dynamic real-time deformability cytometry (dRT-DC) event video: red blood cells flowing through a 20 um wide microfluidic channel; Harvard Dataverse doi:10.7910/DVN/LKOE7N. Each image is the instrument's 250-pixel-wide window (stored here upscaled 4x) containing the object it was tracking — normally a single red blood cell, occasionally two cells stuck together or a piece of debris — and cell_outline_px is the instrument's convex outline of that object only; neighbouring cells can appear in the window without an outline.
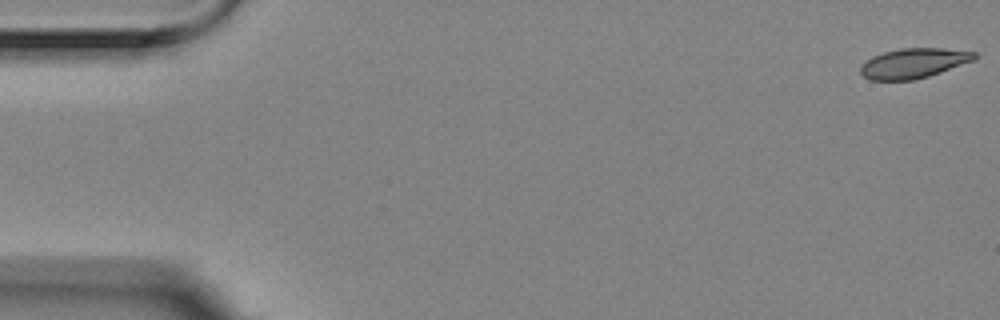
{"species": "Egyptian fruit bat (a non-hibernating species)", "species_latin": "Rousettus aegyptiacus", "temperature_condition": "room temperature", "stored_images_in_passage": 5, "camera_frame_rate_fps": 3000, "um_per_image_px": 0.085, "animal": {"sex": "female"}, "frame": {"image": 1, "passage_image": 1, "time_ms": 0.0, "image_size_px": [1000, 320], "cell_outline_px": [[976, 60], [928, 76], [912, 80], [868, 80], [860, 72], [860, 68], [872, 56], [884, 52], [900, 48], [944, 48], [976, 52]], "centroid_in_image_um": [77.68, 5.37], "position_along_channel_um": 7.3, "area_um2": 19.77}}
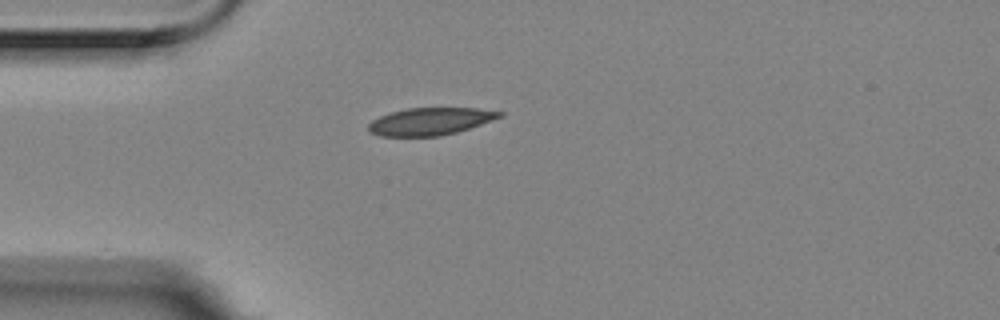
{"frame": {"image": 2, "passage_image": 5, "time_ms": 1.333, "image_size_px": [1000, 320], "cell_outline_px": [[504, 116], [456, 132], [440, 136], [380, 136], [368, 132], [368, 124], [372, 120], [380, 116], [392, 112], [408, 108], [476, 108], [504, 112]], "centroid_in_image_um": [36.55, 10.32], "position_along_channel_um": 48.4, "area_um2": 20.81}}